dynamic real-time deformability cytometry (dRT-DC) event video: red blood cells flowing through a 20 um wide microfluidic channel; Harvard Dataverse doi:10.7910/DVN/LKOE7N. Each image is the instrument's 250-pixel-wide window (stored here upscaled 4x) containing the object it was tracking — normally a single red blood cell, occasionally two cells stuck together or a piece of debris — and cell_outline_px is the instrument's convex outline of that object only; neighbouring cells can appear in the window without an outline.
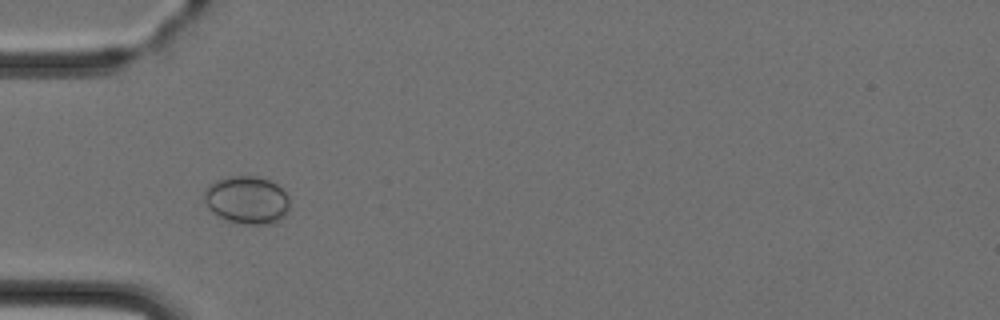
{"species": "Egyptian fruit bat (a non-hibernating species)", "species_latin": "Rousettus aegyptiacus", "temperature_condition": "cold", "stored_images_in_passage": 8, "camera_frame_rate_fps": 3000, "um_per_image_px": 0.085, "animal": {"sex": "female"}, "frame": {"image": 1, "passage_image": 6, "time_ms": 6.0, "image_size_px": [1000, 320], "cell_outline_px": [[288, 212], [284, 216], [272, 224], [244, 224], [224, 220], [212, 212], [208, 208], [204, 200], [204, 188], [208, 184], [228, 176], [256, 176], [268, 180], [276, 184], [288, 196]], "centroid_in_image_um": [20.95, 17.0], "position_along_channel_um": 64.0, "area_um2": 23.93}}
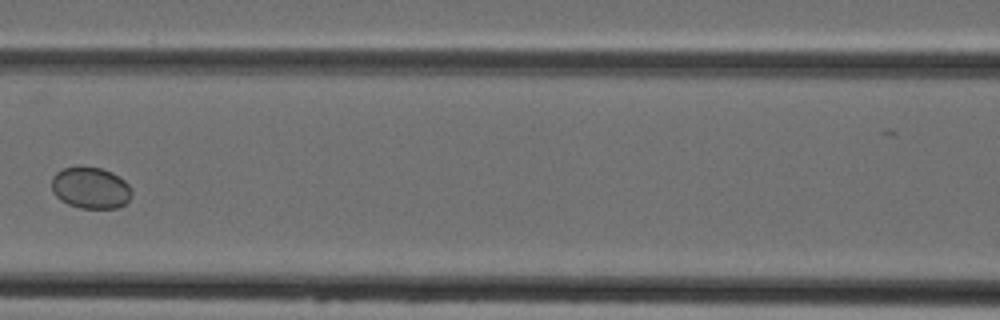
{"frame": {"image": 2, "passage_image": 8, "time_ms": 8.333, "image_size_px": [1000, 320], "cell_outline_px": [[132, 196], [124, 204], [116, 208], [80, 208], [68, 204], [60, 200], [52, 192], [52, 176], [56, 172], [64, 168], [100, 168], [112, 172], [124, 180], [128, 184], [132, 192]], "centroid_in_image_um": [7.69, 15.99], "position_along_channel_um": 158.9, "area_um2": 19.19}}